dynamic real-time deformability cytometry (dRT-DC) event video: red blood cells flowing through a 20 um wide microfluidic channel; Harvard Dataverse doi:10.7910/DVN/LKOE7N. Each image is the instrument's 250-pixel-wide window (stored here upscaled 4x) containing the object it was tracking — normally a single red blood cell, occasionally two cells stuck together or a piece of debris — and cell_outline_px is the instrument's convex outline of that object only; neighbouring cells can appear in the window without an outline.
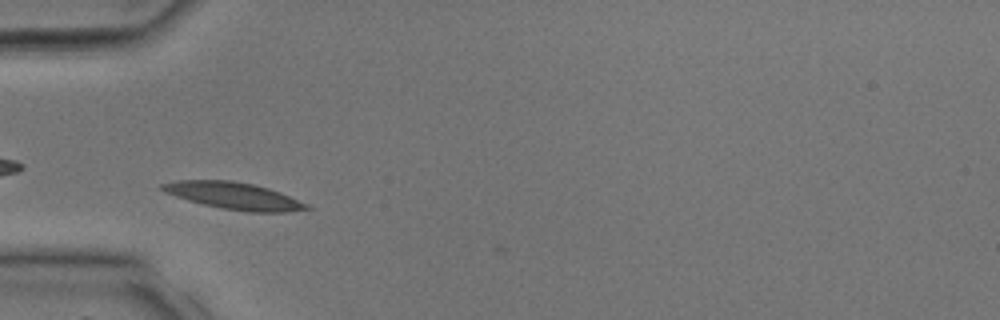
{"species": "common noctule bat (a hibernating species)", "species_latin": "Nyctalus noctula", "temperature_condition": "room temperature", "stored_images_in_passage": 24, "camera_frame_rate_fps": 3000, "um_per_image_px": 0.085, "animal": {"sex": "male", "body_mass_g": 17.9, "forearm_length_mm": 54.2}, "frame": {"image": 1, "passage_image": 1, "time_ms": 0.0, "image_size_px": [1000, 320], "cell_outline_px": [[312, 208], [288, 212], [248, 212], [224, 208], [204, 204], [188, 200], [164, 192], [156, 188], [160, 184], [176, 180], [232, 180], [252, 184], [268, 188], [280, 192], [308, 204]], "centroid_in_image_um": [19.85, 16.63], "position_along_channel_um": 65.2, "area_um2": 22.66}}
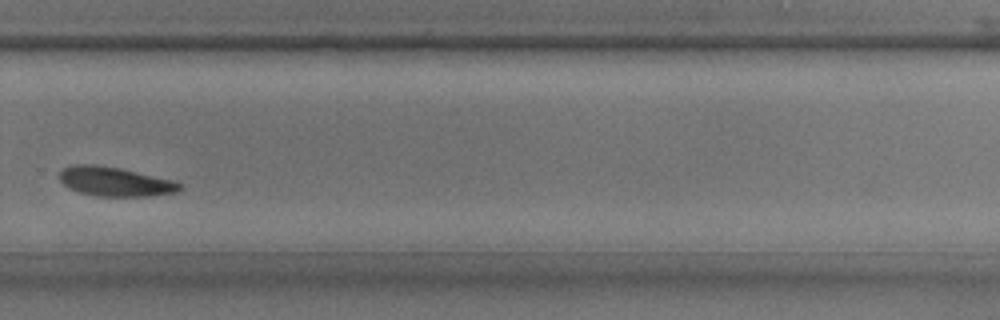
{"frame": {"image": 2, "passage_image": 14, "time_ms": 4.333, "image_size_px": [1000, 320], "cell_outline_px": [[184, 188], [176, 192], [152, 196], [96, 196], [80, 192], [68, 188], [60, 180], [60, 172], [64, 168], [72, 164], [92, 164], [120, 168], [172, 180], [184, 184]], "centroid_in_image_um": [9.8, 15.44], "position_along_channel_um": 320.0, "area_um2": 20.52}}
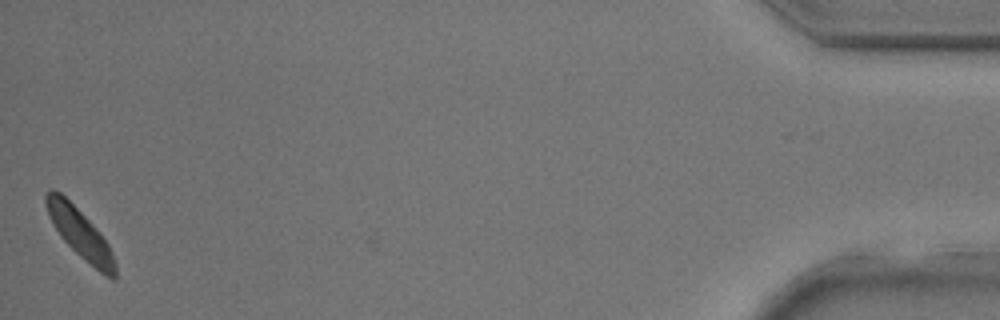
{"frame": {"image": 3, "passage_image": 24, "time_ms": 7.667, "image_size_px": [1000, 320], "cell_outline_px": [[116, 280], [112, 280], [104, 276], [80, 256], [60, 236], [48, 216], [44, 200], [44, 192], [48, 188], [52, 188], [60, 192], [100, 232], [108, 244], [112, 252], [116, 264]], "centroid_in_image_um": [6.79, 19.84], "position_along_channel_um": 428.4, "area_um2": 19.88}}